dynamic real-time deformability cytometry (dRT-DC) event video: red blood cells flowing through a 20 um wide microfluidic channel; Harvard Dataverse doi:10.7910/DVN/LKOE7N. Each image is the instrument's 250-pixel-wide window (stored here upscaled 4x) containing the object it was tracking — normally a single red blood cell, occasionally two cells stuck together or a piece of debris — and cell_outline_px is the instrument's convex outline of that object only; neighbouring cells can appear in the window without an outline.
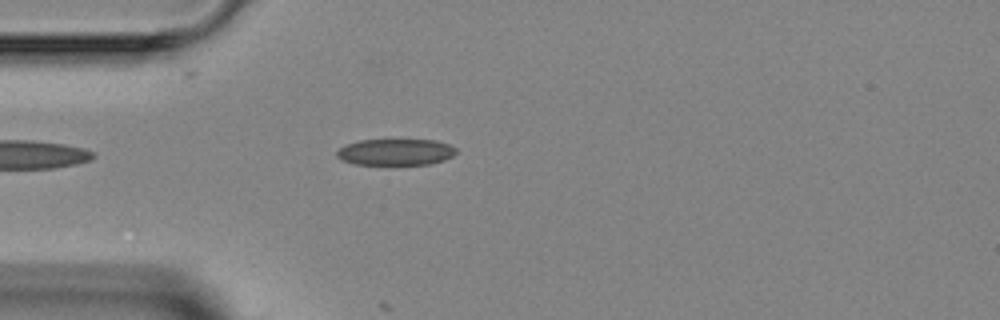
{"species": "Egyptian fruit bat (a non-hibernating species)", "species_latin": "Rousettus aegyptiacus", "temperature_condition": "room temperature", "stored_images_in_passage": 5, "segment_of_instrument_passage": [1, 2], "camera_frame_rate_fps": 3000, "um_per_image_px": 0.085, "animal": {"sex": "female"}, "frame": {"image": 1, "passage_image": 4, "time_ms": 3.333, "image_size_px": [1000, 320], "cell_outline_px": [[456, 152], [452, 156], [444, 160], [432, 164], [352, 164], [340, 160], [336, 156], [336, 152], [340, 148], [348, 144], [360, 140], [436, 140], [448, 144], [456, 148]], "centroid_in_image_um": [33.62, 12.93], "position_along_channel_um": 51.4, "area_um2": 18.32}}